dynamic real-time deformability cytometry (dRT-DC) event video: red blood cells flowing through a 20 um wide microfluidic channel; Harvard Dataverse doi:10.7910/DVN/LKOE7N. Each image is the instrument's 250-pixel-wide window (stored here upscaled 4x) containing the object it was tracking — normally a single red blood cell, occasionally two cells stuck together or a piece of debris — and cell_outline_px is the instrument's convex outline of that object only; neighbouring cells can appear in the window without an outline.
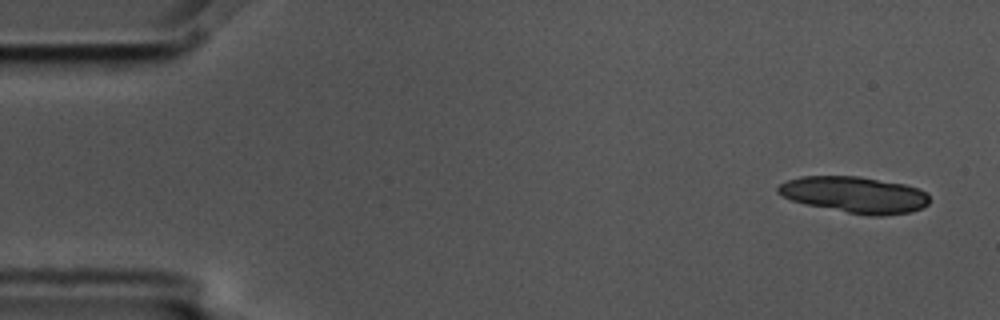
{"species": "common noctule bat (a hibernating species)", "species_latin": "Nyctalus noctula", "temperature_condition": "cold", "stored_images_in_passage": 4, "camera_frame_rate_fps": 3000, "um_per_image_px": 0.085, "animal": {"sex": "male", "body_mass_g": 17.5, "forearm_length_mm": 52.3}, "frame": {"image": 1, "passage_image": 1, "time_ms": 0.0, "image_size_px": [1000, 320], "cell_outline_px": [[928, 204], [912, 212], [880, 216], [868, 216], [804, 204], [792, 200], [776, 192], [776, 188], [780, 184], [788, 180], [800, 176], [860, 176], [904, 184], [928, 192]], "centroid_in_image_um": [72.64, 16.55], "position_along_channel_um": 12.4, "area_um2": 32.08}}